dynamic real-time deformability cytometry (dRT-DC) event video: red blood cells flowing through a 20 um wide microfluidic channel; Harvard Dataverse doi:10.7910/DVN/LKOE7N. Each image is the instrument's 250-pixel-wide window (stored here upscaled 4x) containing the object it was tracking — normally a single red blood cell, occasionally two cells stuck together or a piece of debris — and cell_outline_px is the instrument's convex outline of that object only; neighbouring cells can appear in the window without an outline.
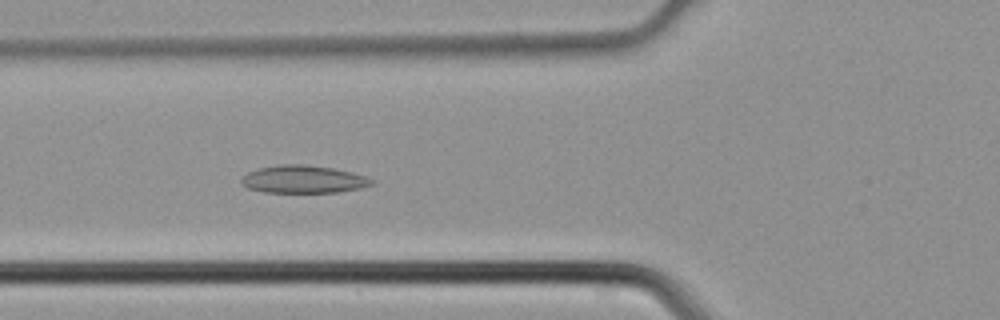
{"species": "common noctule bat (a hibernating species)", "species_latin": "Nyctalus noctula", "temperature_condition": "cold", "stored_images_in_passage": 45, "camera_frame_rate_fps": 3000, "um_per_image_px": 0.085, "animal": {"sex": "male", "body_mass_g": 21.5, "forearm_length_mm": 52.0}, "frame": {"image": 1, "passage_image": 17, "time_ms": 5.333, "image_size_px": [1000, 320], "cell_outline_px": [[376, 184], [360, 188], [336, 192], [264, 192], [248, 188], [240, 184], [240, 180], [248, 172], [260, 168], [280, 164], [304, 164], [332, 168], [352, 172], [376, 180]], "centroid_in_image_um": [25.8, 15.24], "position_along_channel_um": 100.0, "area_um2": 21.04}}
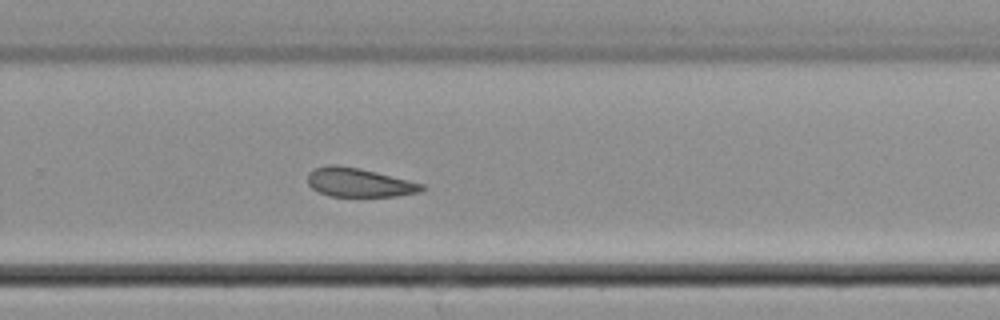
{"frame": {"image": 2, "passage_image": 30, "time_ms": 9.667, "image_size_px": [1000, 320], "cell_outline_px": [[424, 188], [420, 192], [396, 196], [332, 196], [320, 192], [312, 188], [308, 184], [308, 172], [312, 168], [328, 164], [336, 164], [360, 168], [424, 184]], "centroid_in_image_um": [30.48, 15.49], "position_along_channel_um": 299.3, "area_um2": 19.19}}
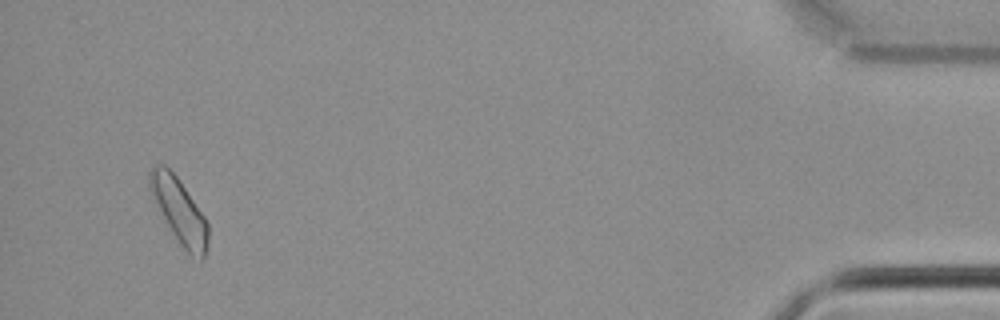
{"frame": {"image": 3, "passage_image": 43, "time_ms": 14.0, "image_size_px": [1000, 320], "cell_outline_px": [[208, 248], [204, 256], [200, 260], [188, 252], [180, 244], [172, 232], [152, 200], [148, 184], [148, 172], [152, 164], [164, 164], [176, 176], [204, 216], [208, 224]], "centroid_in_image_um": [15.19, 17.88], "position_along_channel_um": 420.0, "area_um2": 21.96}}